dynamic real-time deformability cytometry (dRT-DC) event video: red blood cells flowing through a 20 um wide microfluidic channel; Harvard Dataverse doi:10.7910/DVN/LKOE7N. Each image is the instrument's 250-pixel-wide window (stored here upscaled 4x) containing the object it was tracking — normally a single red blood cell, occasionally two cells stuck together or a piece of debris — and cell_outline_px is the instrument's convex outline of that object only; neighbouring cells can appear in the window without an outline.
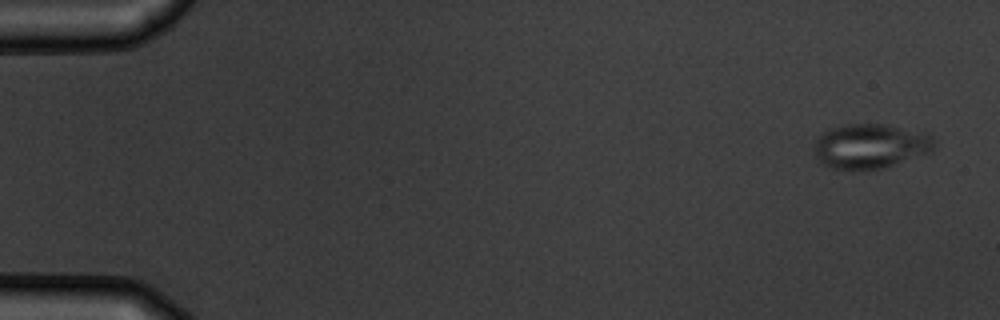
{"species": "common noctule bat (a hibernating species)", "species_latin": "Nyctalus noctula", "temperature_condition": "warm", "stored_images_in_passage": 4, "camera_frame_rate_fps": 3000, "um_per_image_px": 0.085, "animal": {"sex": "male", "body_mass_g": 19.5, "forearm_length_mm": 54.6}, "frame": {"image": 1, "passage_image": 1, "time_ms": 0.0, "image_size_px": [1000, 320], "cell_outline_px": [[936, 148], [932, 152], [884, 168], [832, 168], [824, 164], [816, 156], [812, 148], [816, 140], [828, 128], [844, 124], [880, 124], [932, 136], [936, 140]], "centroid_in_image_um": [73.97, 12.42], "position_along_channel_um": 11.0, "area_um2": 30.75}}